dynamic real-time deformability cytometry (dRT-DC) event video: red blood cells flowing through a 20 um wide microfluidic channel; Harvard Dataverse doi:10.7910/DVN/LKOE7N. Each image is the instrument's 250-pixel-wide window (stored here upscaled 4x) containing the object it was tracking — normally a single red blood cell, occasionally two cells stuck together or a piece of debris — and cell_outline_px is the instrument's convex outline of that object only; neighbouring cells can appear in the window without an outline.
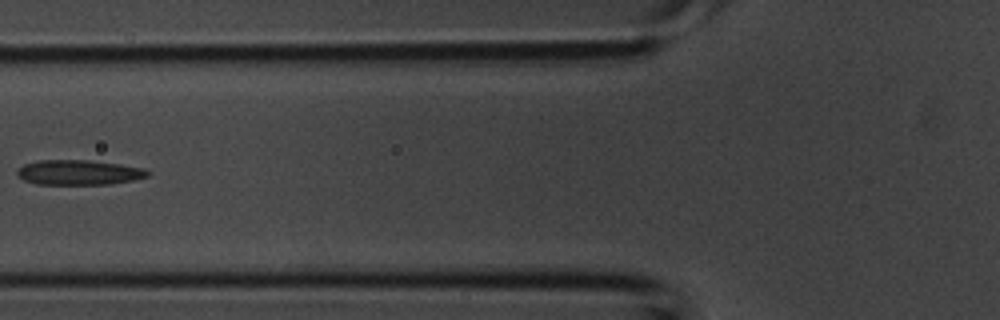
{"species": "common noctule bat (a hibernating species)", "species_latin": "Nyctalus noctula", "temperature_condition": "room temperature", "stored_images_in_passage": 3, "camera_frame_rate_fps": 3000, "um_per_image_px": 0.085, "animal": {"sex": "male", "body_mass_g": 20.1, "forearm_length_mm": 53.5}, "frame": {"image": 1, "passage_image": 3, "time_ms": 0.667, "image_size_px": [1000, 320], "cell_outline_px": [[152, 172], [148, 176], [132, 180], [108, 184], [36, 184], [24, 180], [16, 176], [16, 168], [24, 164], [40, 160], [88, 160], [120, 164], [144, 168]], "centroid_in_image_um": [6.67, 14.65], "position_along_channel_um": 119.1, "area_um2": 19.07}}